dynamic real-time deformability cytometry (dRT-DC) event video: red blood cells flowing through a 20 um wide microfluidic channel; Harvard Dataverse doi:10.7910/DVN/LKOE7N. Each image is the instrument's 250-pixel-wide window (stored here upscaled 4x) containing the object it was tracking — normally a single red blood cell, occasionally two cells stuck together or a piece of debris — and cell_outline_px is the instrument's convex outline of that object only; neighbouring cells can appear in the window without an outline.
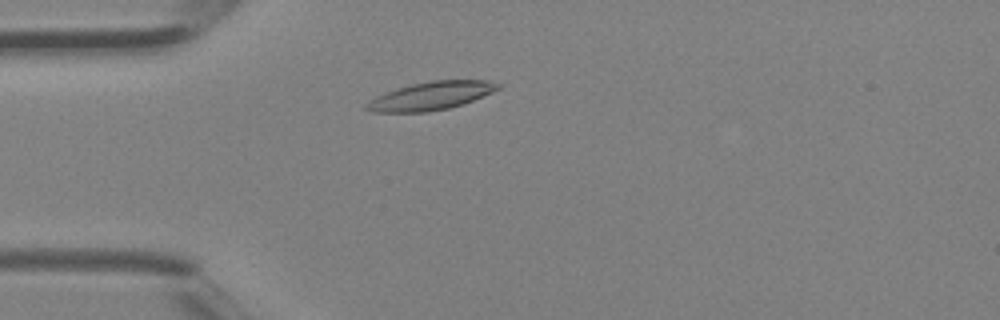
{"species": "Egyptian fruit bat (a non-hibernating species)", "species_latin": "Rousettus aegyptiacus", "temperature_condition": "room temperature", "stored_images_in_passage": 36, "camera_frame_rate_fps": 3000, "um_per_image_px": 0.085, "animal": {"sex": "female"}, "frame": {"image": 1, "passage_image": 7, "time_ms": 2.0, "image_size_px": [1000, 320], "cell_outline_px": [[500, 88], [492, 92], [464, 104], [448, 108], [428, 112], [368, 112], [364, 108], [364, 104], [376, 96], [396, 88], [412, 84], [432, 80], [488, 80], [500, 84]], "centroid_in_image_um": [36.6, 8.15], "position_along_channel_um": 48.4, "area_um2": 21.68}}
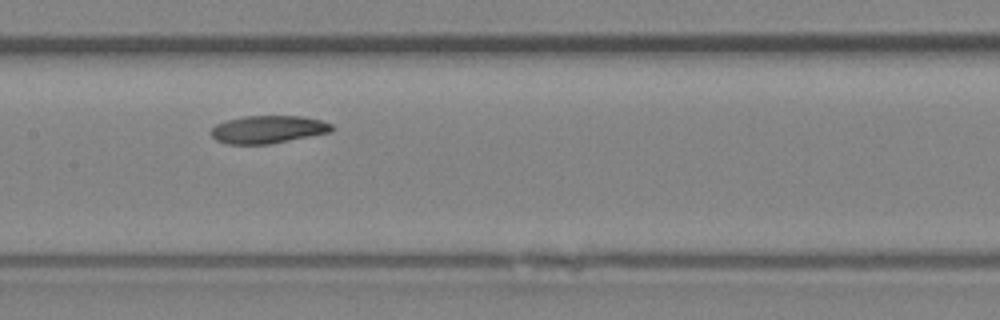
{"frame": {"image": 2, "passage_image": 16, "time_ms": 5.0, "image_size_px": [1000, 320], "cell_outline_px": [[336, 128], [332, 132], [268, 144], [228, 144], [216, 140], [212, 136], [212, 128], [216, 124], [228, 120], [244, 116], [304, 116], [320, 120], [332, 124]], "centroid_in_image_um": [22.83, 11.0], "position_along_channel_um": 184.6, "area_um2": 19.48}}
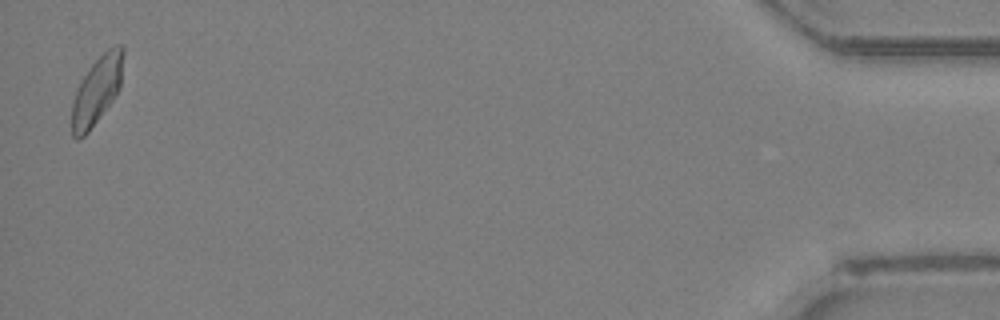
{"frame": {"image": 3, "passage_image": 36, "time_ms": 11.667, "image_size_px": [1000, 320], "cell_outline_px": [[124, 52], [120, 88], [112, 100], [88, 132], [84, 136], [76, 140], [72, 136], [72, 104], [76, 92], [84, 76], [92, 64], [108, 48], [116, 44], [124, 44]], "centroid_in_image_um": [8.25, 7.66], "position_along_channel_um": 426.9, "area_um2": 20.0}}